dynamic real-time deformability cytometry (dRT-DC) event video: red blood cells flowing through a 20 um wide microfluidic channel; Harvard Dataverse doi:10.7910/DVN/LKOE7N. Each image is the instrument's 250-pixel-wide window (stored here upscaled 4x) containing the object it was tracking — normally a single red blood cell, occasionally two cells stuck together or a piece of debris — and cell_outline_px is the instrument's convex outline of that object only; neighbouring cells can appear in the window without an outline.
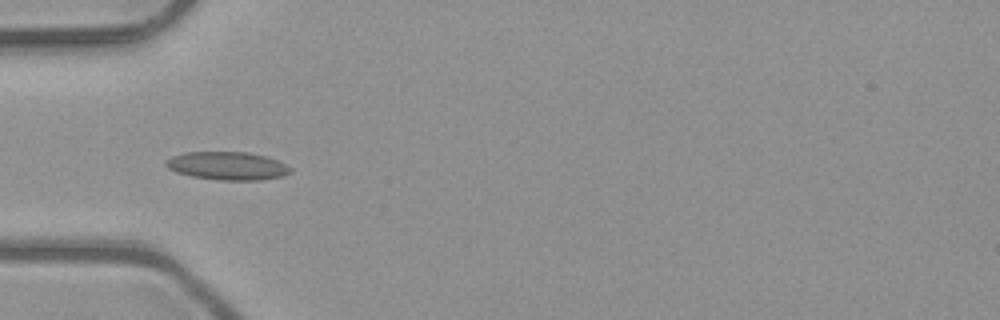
{"species": "common noctule bat (a hibernating species)", "species_latin": "Nyctalus noctula", "temperature_condition": "room temperature", "stored_images_in_passage": 5, "camera_frame_rate_fps": 3000, "um_per_image_px": 0.085, "animal": {"sex": "male", "body_mass_g": 23.1, "forearm_length_mm": 52.7}, "frame": {"image": 1, "passage_image": 4, "time_ms": 1.0, "image_size_px": [1000, 320], "cell_outline_px": [[292, 172], [280, 176], [260, 180], [220, 180], [192, 176], [176, 172], [168, 168], [164, 164], [164, 160], [172, 156], [184, 152], [248, 152], [268, 156], [292, 168]], "centroid_in_image_um": [19.31, 14.09], "position_along_channel_um": 65.7, "area_um2": 20.46}}
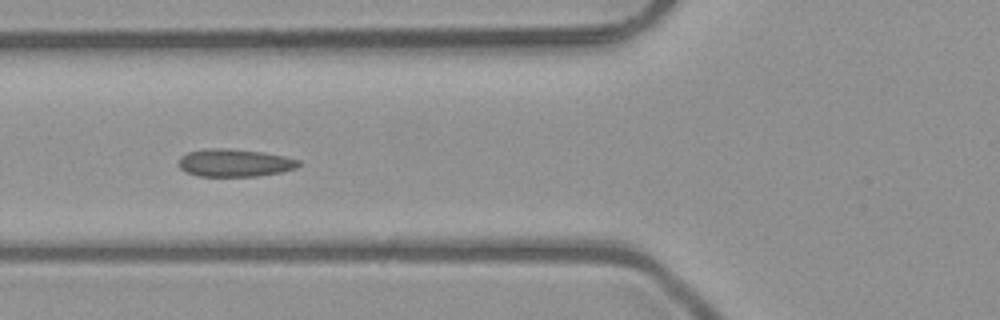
{"frame": {"image": 2, "passage_image": 5, "time_ms": 1.333, "image_size_px": [1000, 320], "cell_outline_px": [[300, 164], [296, 168], [280, 172], [256, 176], [200, 176], [184, 172], [180, 168], [180, 156], [188, 152], [208, 148], [224, 148], [264, 152], [284, 156], [300, 160]], "centroid_in_image_um": [19.94, 13.84], "position_along_channel_um": 105.9, "area_um2": 19.31}}